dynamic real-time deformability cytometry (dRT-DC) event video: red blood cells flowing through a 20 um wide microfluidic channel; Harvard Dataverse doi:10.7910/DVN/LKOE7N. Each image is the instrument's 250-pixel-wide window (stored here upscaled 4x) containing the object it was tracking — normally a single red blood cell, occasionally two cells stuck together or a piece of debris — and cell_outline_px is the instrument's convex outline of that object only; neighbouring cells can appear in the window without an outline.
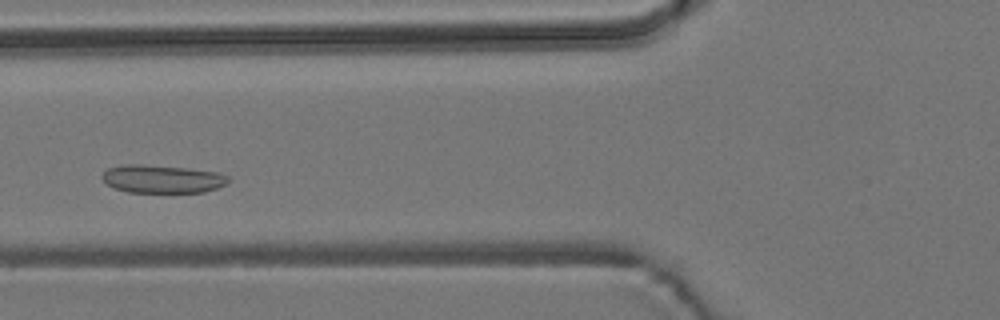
{"species": "common noctule bat (a hibernating species)", "species_latin": "Nyctalus noctula", "temperature_condition": "room temperature", "stored_images_in_passage": 45, "camera_frame_rate_fps": 3000, "um_per_image_px": 0.085, "animal": {"sex": "male", "body_mass_g": 19.2, "forearm_length_mm": 51.8}, "frame": {"image": 1, "passage_image": 21, "time_ms": 6.667, "image_size_px": [1000, 320], "cell_outline_px": [[228, 180], [224, 184], [216, 188], [204, 192], [128, 192], [116, 188], [108, 184], [100, 176], [108, 168], [124, 164], [140, 164], [184, 168], [220, 172], [228, 176]], "centroid_in_image_um": [13.78, 15.2], "position_along_channel_um": 112.0, "area_um2": 20.4}}
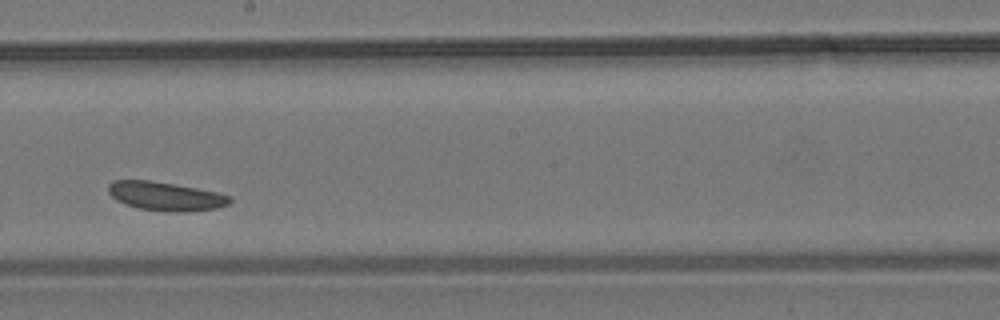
{"frame": {"image": 2, "passage_image": 31, "time_ms": 10.0, "image_size_px": [1000, 320], "cell_outline_px": [[232, 200], [228, 204], [216, 208], [192, 212], [164, 212], [140, 208], [116, 200], [108, 192], [108, 184], [112, 180], [148, 180], [196, 188], [216, 192], [232, 196]], "centroid_in_image_um": [14.09, 16.69], "position_along_channel_um": 234.1, "area_um2": 20.35}}
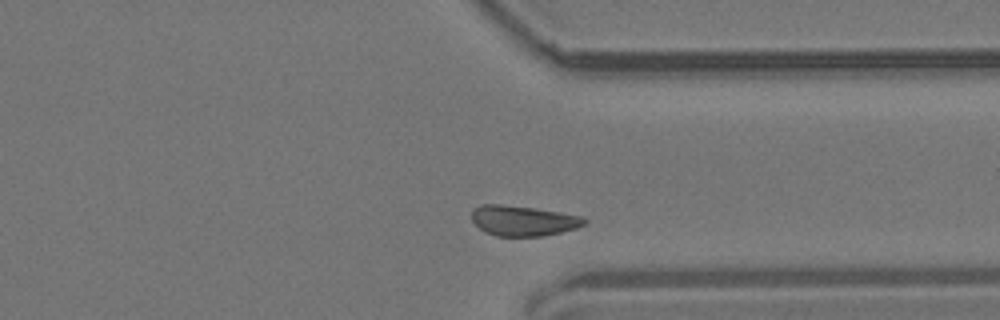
{"frame": {"image": 3, "passage_image": 42, "time_ms": 13.667, "image_size_px": [1000, 320], "cell_outline_px": [[588, 224], [576, 228], [560, 232], [540, 236], [496, 236], [484, 232], [472, 220], [472, 208], [480, 204], [496, 204], [532, 208], [560, 212], [584, 216], [588, 220]], "centroid_in_image_um": [44.49, 18.76], "position_along_channel_um": 366.9, "area_um2": 19.94}}